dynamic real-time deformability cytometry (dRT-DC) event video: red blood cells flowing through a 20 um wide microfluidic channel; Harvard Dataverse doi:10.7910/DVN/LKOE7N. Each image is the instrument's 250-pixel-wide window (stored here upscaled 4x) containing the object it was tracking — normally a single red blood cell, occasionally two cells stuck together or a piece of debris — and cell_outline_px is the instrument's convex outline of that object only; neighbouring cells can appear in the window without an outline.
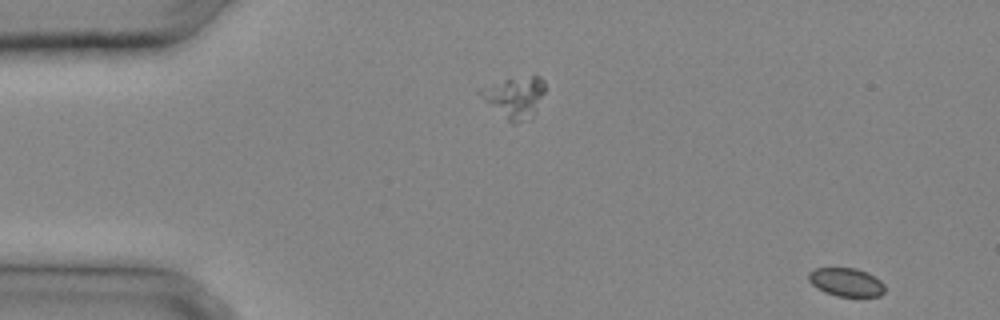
{"species": "common noctule bat (a hibernating species)", "species_latin": "Nyctalus noctula", "temperature_condition": "cold", "stored_images_in_passage": 30, "camera_frame_rate_fps": 3000, "um_per_image_px": 0.085, "animal": {"sex": "male", "body_mass_g": 20.4}, "frame": {"image": 1, "passage_image": 1, "time_ms": 0.0, "image_size_px": [1000, 320], "cell_outline_px": [[884, 292], [880, 296], [836, 296], [824, 292], [816, 288], [808, 280], [808, 272], [816, 268], [856, 268], [880, 280], [884, 284]], "centroid_in_image_um": [71.89, 23.99], "position_along_channel_um": 13.1, "area_um2": 12.54}}
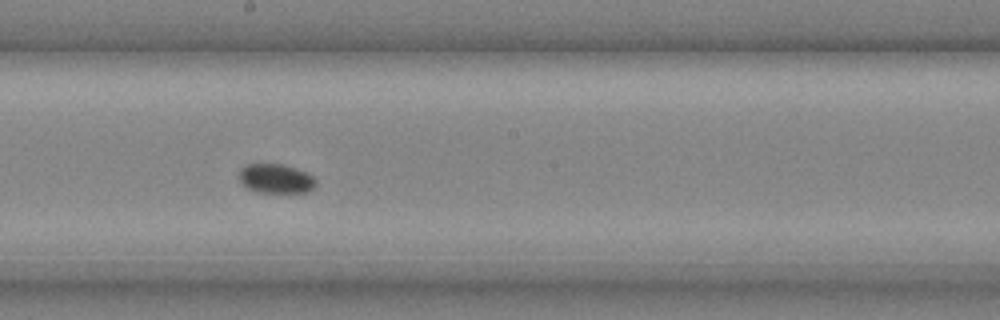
{"frame": {"image": 2, "passage_image": 17, "time_ms": 5.333, "image_size_px": [1000, 320], "cell_outline_px": [[316, 184], [308, 192], [256, 192], [240, 184], [240, 168], [244, 164], [284, 164], [296, 168], [312, 176], [316, 180]], "centroid_in_image_um": [23.41, 15.17], "position_along_channel_um": 224.8, "area_um2": 13.12}}
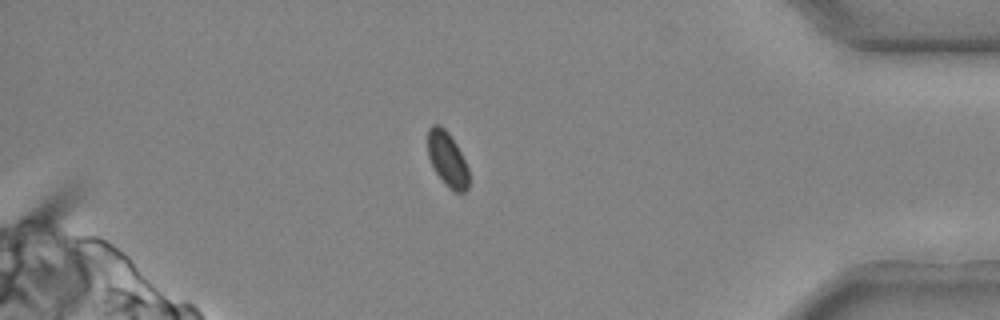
{"frame": {"image": 3, "passage_image": 27, "time_ms": 8.667, "image_size_px": [1000, 320], "cell_outline_px": [[468, 188], [464, 192], [456, 192], [448, 188], [444, 184], [436, 172], [428, 156], [428, 128], [432, 124], [440, 124], [448, 132], [456, 144], [468, 168]], "centroid_in_image_um": [38.01, 13.52], "position_along_channel_um": 397.2, "area_um2": 13.01}}